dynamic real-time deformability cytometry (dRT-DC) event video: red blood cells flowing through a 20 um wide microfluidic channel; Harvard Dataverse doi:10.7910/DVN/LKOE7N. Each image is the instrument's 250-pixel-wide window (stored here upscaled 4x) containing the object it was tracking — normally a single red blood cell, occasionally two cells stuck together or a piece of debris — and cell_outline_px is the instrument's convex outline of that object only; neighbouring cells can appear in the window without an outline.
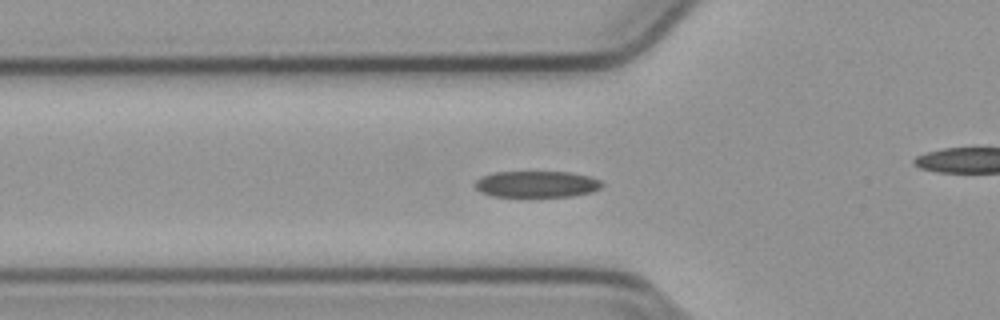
{"species": "common noctule bat (a hibernating species)", "species_latin": "Nyctalus noctula", "temperature_condition": "cold", "stored_images_in_passage": 46, "camera_frame_rate_fps": 3000, "um_per_image_px": 0.085, "animal": {"sex": "male", "body_mass_g": 23.1, "forearm_length_mm": 52.7}, "frame": {"image": 1, "passage_image": 18, "time_ms": 5.667, "image_size_px": [1000, 320], "cell_outline_px": [[604, 184], [600, 188], [592, 192], [572, 196], [492, 196], [480, 192], [476, 188], [476, 180], [484, 176], [496, 172], [568, 172], [588, 176], [600, 180]], "centroid_in_image_um": [45.64, 15.65], "position_along_channel_um": 80.2, "area_um2": 19.31}}
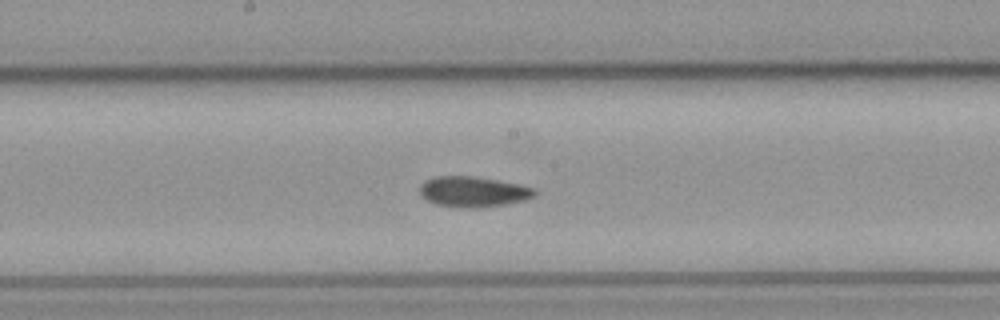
{"frame": {"image": 2, "passage_image": 28, "time_ms": 9.0, "image_size_px": [1000, 320], "cell_outline_px": [[536, 196], [524, 200], [504, 204], [480, 208], [464, 208], [436, 204], [420, 196], [420, 184], [424, 180], [436, 176], [472, 176], [520, 184], [536, 188]], "centroid_in_image_um": [40.22, 16.29], "position_along_channel_um": 208.0, "area_um2": 20.52}}
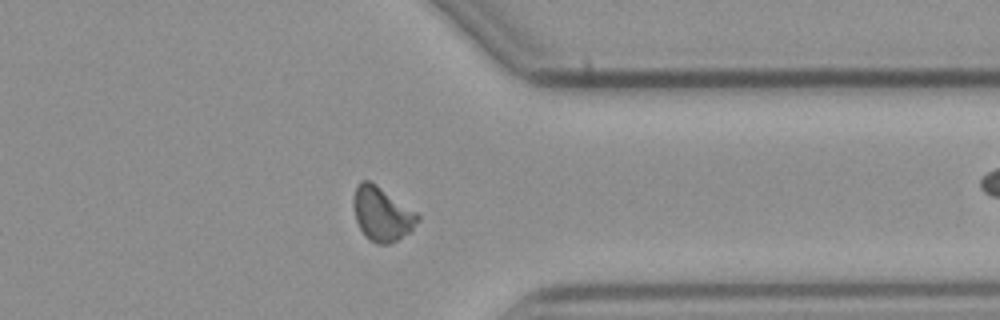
{"frame": {"image": 3, "passage_image": 42, "time_ms": 13.667, "image_size_px": [1000, 320], "cell_outline_px": [[420, 220], [408, 232], [396, 240], [388, 244], [376, 244], [364, 236], [356, 220], [352, 204], [352, 200], [356, 184], [360, 180], [368, 180], [376, 184], [416, 212], [420, 216]], "centroid_in_image_um": [32.42, 18.17], "position_along_channel_um": 379.0, "area_um2": 20.17}, "authors_computed_cell_mechanics": {"area_um2": 20.0277, "velocity_mm_per_s": 3.7905, "shape_relaxation_time_tau1_ms": 4.4183, "shape_relaxation_time_tau2_ms": 3.2433, "deformation_change_tau1": 0.1229, "deformation_change_tau2": 0.0847}}